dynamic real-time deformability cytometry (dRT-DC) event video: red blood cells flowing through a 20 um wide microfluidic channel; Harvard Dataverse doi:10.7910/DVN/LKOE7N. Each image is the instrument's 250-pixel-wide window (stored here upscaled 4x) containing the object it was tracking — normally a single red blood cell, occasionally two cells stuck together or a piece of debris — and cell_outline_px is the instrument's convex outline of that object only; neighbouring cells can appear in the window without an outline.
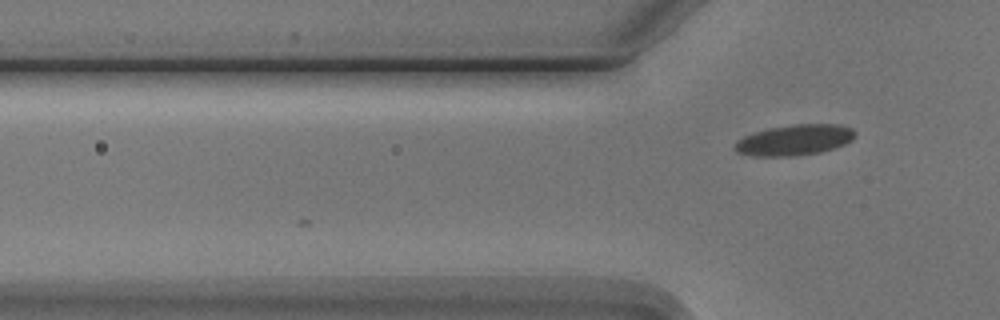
{"species": "Egyptian fruit bat (a non-hibernating species)", "species_latin": "Rousettus aegyptiacus", "temperature_condition": "cold", "stored_images_in_passage": 2, "camera_frame_rate_fps": 3000, "um_per_image_px": 0.085, "animal": {"sex": "male"}, "frame": {"image": 1, "passage_image": 2, "time_ms": 1.0, "image_size_px": [1000, 320], "cell_outline_px": [[856, 136], [852, 140], [836, 148], [820, 152], [792, 156], [756, 156], [740, 152], [736, 148], [736, 144], [744, 136], [756, 132], [772, 128], [792, 124], [836, 124], [852, 128], [856, 132]], "centroid_in_image_um": [67.63, 11.89], "position_along_channel_um": 58.2, "area_um2": 21.15}}